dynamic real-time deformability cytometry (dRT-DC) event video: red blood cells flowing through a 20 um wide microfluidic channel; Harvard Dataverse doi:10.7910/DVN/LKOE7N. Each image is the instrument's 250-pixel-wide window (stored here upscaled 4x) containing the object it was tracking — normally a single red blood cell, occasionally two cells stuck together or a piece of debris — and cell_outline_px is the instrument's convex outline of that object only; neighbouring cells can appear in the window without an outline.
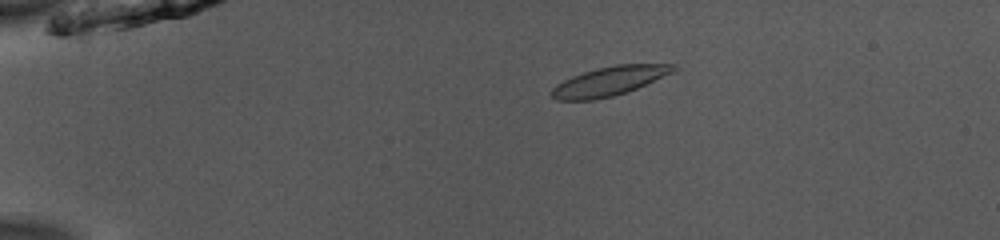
{"species": "common noctule bat (a hibernating species)", "species_latin": "Nyctalus noctula", "temperature_condition": "room temperature", "stored_images_in_passage": 49, "camera_frame_rate_fps": 3000, "um_per_image_px": 0.085, "animal": {"sex": "male", "body_mass_g": 13.0, "forearm_length_mm": 53.1}, "frame": {"image": 1, "passage_image": 8, "time_ms": 2.333, "image_size_px": [1000, 240], "cell_outline_px": [[676, 72], [628, 92], [612, 96], [592, 100], [556, 100], [552, 96], [552, 88], [556, 84], [572, 76], [596, 68], [616, 64], [676, 64]], "centroid_in_image_um": [51.85, 6.89], "position_along_channel_um": 33.2, "area_um2": 20.81}}
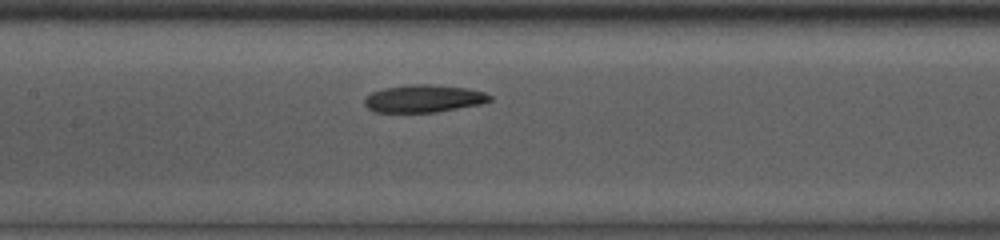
{"frame": {"image": 2, "passage_image": 23, "time_ms": 7.333, "image_size_px": [1000, 240], "cell_outline_px": [[492, 100], [480, 104], [436, 112], [376, 112], [368, 108], [364, 104], [364, 96], [372, 92], [384, 88], [408, 84], [428, 84], [468, 88], [484, 92], [492, 96]], "centroid_in_image_um": [36.0, 8.37], "position_along_channel_um": 171.4, "area_um2": 20.17}}
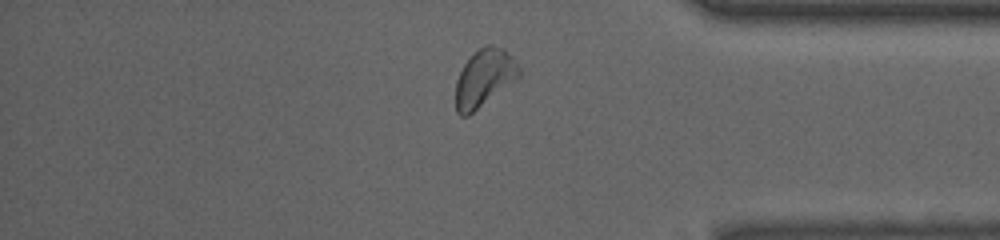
{"frame": {"image": 3, "passage_image": 41, "time_ms": 13.333, "image_size_px": [1000, 240], "cell_outline_px": [[520, 76], [468, 116], [460, 116], [456, 112], [456, 80], [464, 64], [484, 44], [492, 44], [504, 48], [512, 56], [520, 68]], "centroid_in_image_um": [41.16, 6.61], "position_along_channel_um": 394.0, "area_um2": 20.98}, "authors_computed_cell_mechanics": {"area_um2": 20.6346, "velocity_mm_per_s": 3.9228, "shape_relaxation_time_tau1_ms": 2.9615, "shape_relaxation_time_tau2_ms": 6.884, "deformation_change_tau1": 0.1109, "deformation_change_tau2": 0.1344}}